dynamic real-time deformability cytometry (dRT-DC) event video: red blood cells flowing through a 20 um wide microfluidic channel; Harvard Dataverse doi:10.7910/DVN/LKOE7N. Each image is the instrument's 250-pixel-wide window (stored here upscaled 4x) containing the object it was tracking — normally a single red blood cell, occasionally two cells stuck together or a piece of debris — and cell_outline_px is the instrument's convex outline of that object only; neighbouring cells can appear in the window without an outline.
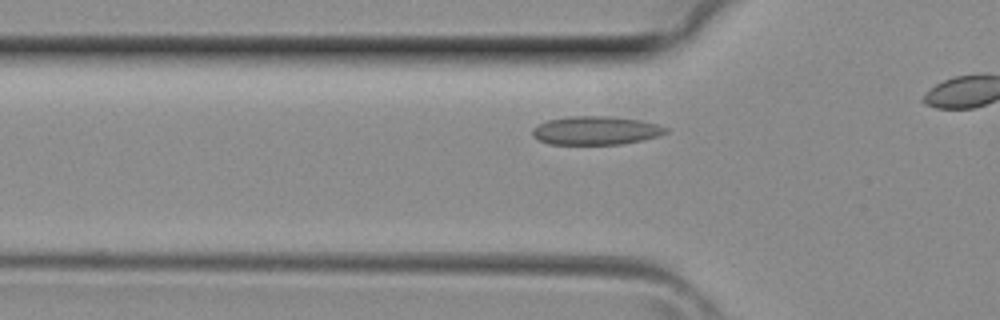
{"species": "common noctule bat (a hibernating species)", "species_latin": "Nyctalus noctula", "temperature_condition": "room temperature", "stored_images_in_passage": 10, "camera_frame_rate_fps": 3000, "um_per_image_px": 0.085, "animal": {"sex": "female", "body_mass_g": 29.2, "forearm_length_mm": 56.3}, "frame": {"image": 1, "passage_image": 6, "time_ms": 1.667, "image_size_px": [1000, 320], "cell_outline_px": [[668, 132], [656, 136], [640, 140], [620, 144], [548, 144], [532, 136], [532, 128], [548, 120], [568, 116], [608, 116], [640, 120], [656, 124], [668, 128]], "centroid_in_image_um": [50.61, 11.09], "position_along_channel_um": 75.2, "area_um2": 21.96}}
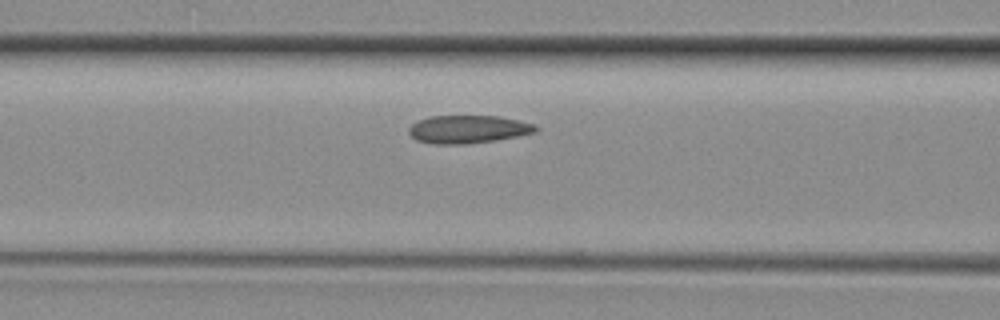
{"frame": {"image": 2, "passage_image": 9, "time_ms": 2.667, "image_size_px": [1000, 320], "cell_outline_px": [[540, 128], [536, 132], [496, 140], [468, 144], [436, 144], [416, 140], [408, 132], [408, 128], [412, 124], [428, 116], [500, 116], [536, 124]], "centroid_in_image_um": [39.81, 10.98], "position_along_channel_um": 126.8, "area_um2": 20.75}}